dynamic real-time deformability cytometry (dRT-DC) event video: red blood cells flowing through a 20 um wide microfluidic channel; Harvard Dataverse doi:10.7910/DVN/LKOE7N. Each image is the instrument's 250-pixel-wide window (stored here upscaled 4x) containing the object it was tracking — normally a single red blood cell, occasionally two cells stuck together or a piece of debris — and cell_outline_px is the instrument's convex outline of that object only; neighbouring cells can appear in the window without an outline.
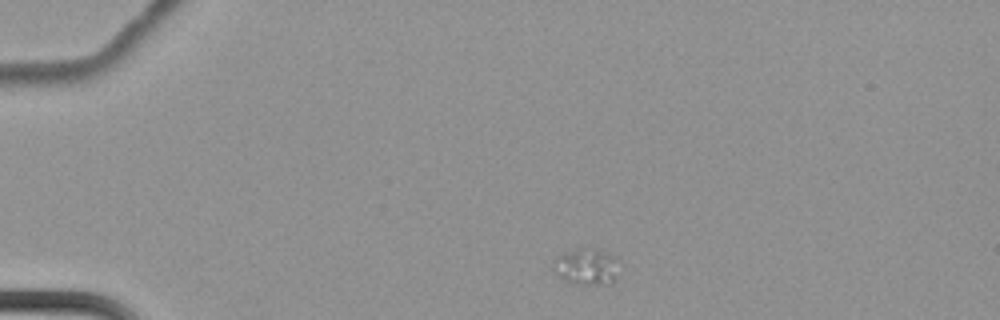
{"species": "common noctule bat (a hibernating species)", "species_latin": "Nyctalus noctula", "temperature_condition": "cold", "stored_images_in_passage": 3, "camera_frame_rate_fps": 3000, "um_per_image_px": 0.085, "animal": {"sex": "female", "body_mass_g": 22.7, "forearm_length_mm": 54.2}, "frame": {"image": 1, "passage_image": 1, "time_ms": 0.0, "image_size_px": [1000, 320], "cell_outline_px": [[616, 256], [612, 284], [568, 284], [556, 276], [548, 268], [552, 260], [556, 256], [576, 248], [580, 248], [604, 252]], "centroid_in_image_um": [49.65, 22.69], "position_along_channel_um": 35.3, "area_um2": 14.05}}